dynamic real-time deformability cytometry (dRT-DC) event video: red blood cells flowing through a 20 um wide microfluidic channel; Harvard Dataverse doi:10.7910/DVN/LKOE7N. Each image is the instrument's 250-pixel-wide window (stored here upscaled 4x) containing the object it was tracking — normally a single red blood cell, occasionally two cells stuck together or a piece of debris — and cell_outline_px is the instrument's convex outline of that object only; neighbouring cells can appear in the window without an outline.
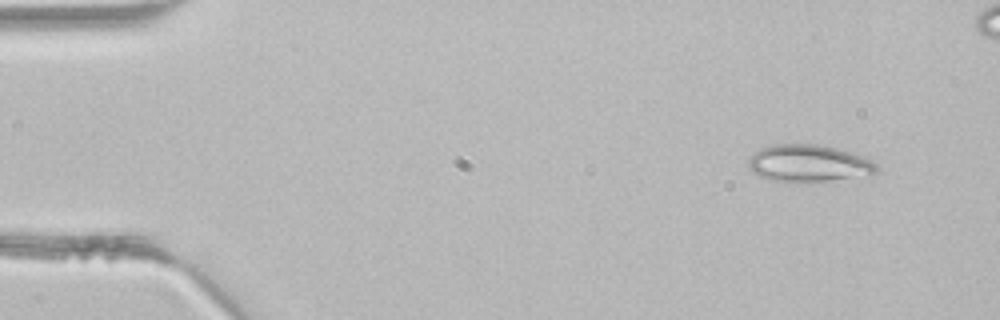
{"species": "common noctule bat (a hibernating species)", "species_latin": "Nyctalus noctula", "temperature_condition": "room temperature", "stored_images_in_passage": 4, "camera_frame_rate_fps": 3000, "um_per_image_px": 0.085, "animal": {"sex": "male", "body_mass_g": 21.5, "forearm_length_mm": 52.0}, "frame": {"image": 1, "passage_image": 1, "time_ms": 0.0, "image_size_px": [1000, 320], "cell_outline_px": [[880, 168], [872, 176], [812, 184], [792, 184], [768, 180], [752, 172], [748, 168], [748, 160], [760, 148], [772, 144], [816, 144], [836, 148], [852, 152], [872, 160]], "centroid_in_image_um": [68.78, 13.95], "position_along_channel_um": 16.2, "area_um2": 29.13}}